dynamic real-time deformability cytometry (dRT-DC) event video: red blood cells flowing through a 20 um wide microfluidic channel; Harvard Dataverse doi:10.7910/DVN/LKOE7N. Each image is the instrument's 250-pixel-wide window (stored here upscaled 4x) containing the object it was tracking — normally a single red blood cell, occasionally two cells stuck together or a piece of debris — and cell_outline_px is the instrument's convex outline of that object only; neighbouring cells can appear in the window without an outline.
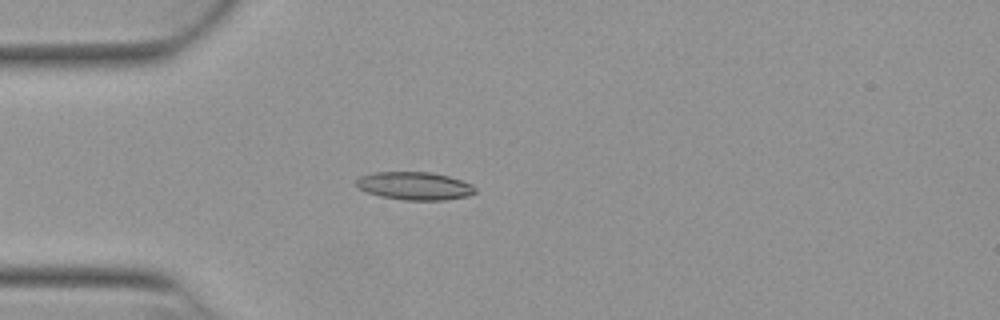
{"species": "Egyptian fruit bat (a non-hibernating species)", "species_latin": "Rousettus aegyptiacus", "temperature_condition": "warm", "stored_images_in_passage": 46, "camera_frame_rate_fps": 3000, "um_per_image_px": 0.085, "animal": {"sex": "female"}, "frame": {"image": 1, "passage_image": 7, "time_ms": 2.0, "image_size_px": [1000, 320], "cell_outline_px": [[476, 192], [468, 196], [444, 200], [404, 200], [380, 196], [368, 192], [360, 188], [356, 184], [356, 180], [360, 176], [376, 172], [432, 172], [448, 176], [472, 184], [476, 188]], "centroid_in_image_um": [35.27, 15.8], "position_along_channel_um": 49.7, "area_um2": 19.31}}
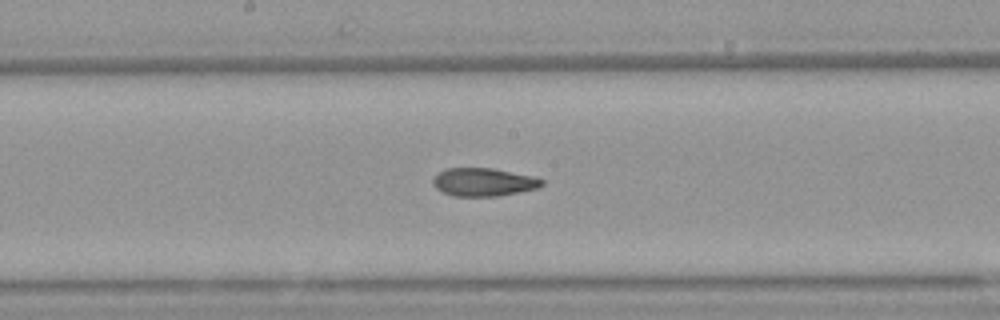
{"frame": {"image": 2, "passage_image": 20, "time_ms": 6.333, "image_size_px": [1000, 320], "cell_outline_px": [[544, 184], [540, 188], [500, 196], [452, 196], [436, 188], [432, 184], [432, 180], [444, 168], [492, 168], [532, 176], [544, 180]], "centroid_in_image_um": [41.12, 15.48], "position_along_channel_um": 207.1, "area_um2": 17.92}}
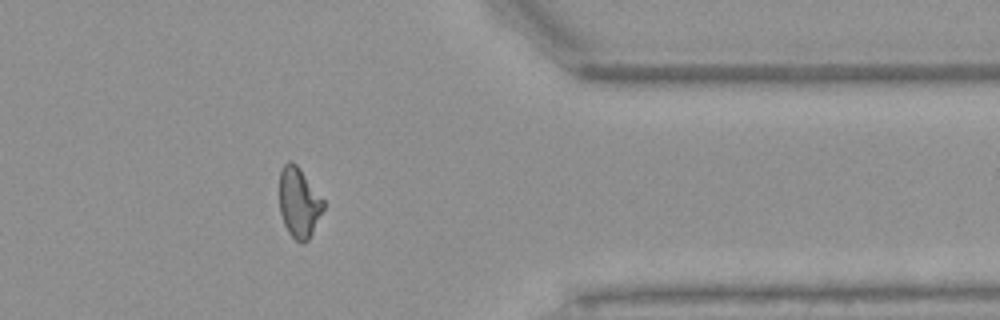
{"frame": {"image": 3, "passage_image": 35, "time_ms": 11.333, "image_size_px": [1000, 320], "cell_outline_px": [[324, 208], [308, 240], [304, 244], [300, 244], [288, 232], [284, 224], [280, 212], [280, 168], [288, 160], [292, 160], [296, 164], [324, 200]], "centroid_in_image_um": [25.4, 17.22], "position_along_channel_um": 386.0, "area_um2": 17.86}, "authors_computed_cell_mechanics": {"area_um2": 18.3226, "velocity_mm_per_s": 3.9152, "shape_relaxation_time_tau1_ms": 9.7567, "shape_relaxation_time_tau2_ms": 2.3404, "deformation_change_tau1": 0.2354, "deformation_change_tau2": 0.0986}}